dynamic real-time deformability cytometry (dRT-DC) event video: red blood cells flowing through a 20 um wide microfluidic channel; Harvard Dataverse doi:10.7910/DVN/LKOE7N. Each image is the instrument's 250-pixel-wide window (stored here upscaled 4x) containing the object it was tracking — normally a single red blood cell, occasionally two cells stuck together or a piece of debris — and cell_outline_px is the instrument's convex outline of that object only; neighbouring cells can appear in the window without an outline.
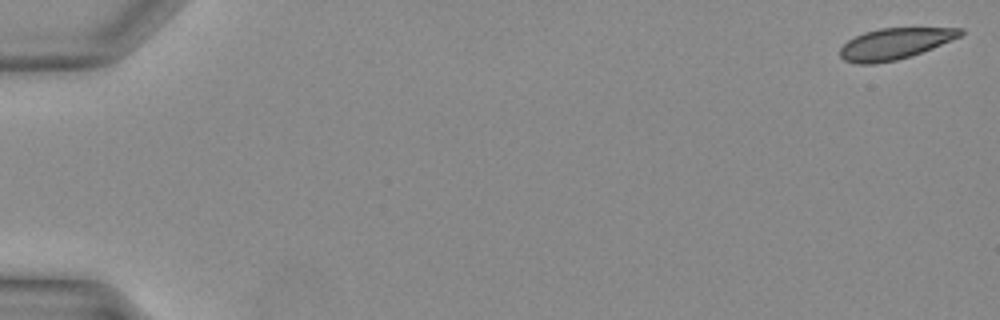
{"species": "Egyptian fruit bat (a non-hibernating species)", "species_latin": "Rousettus aegyptiacus", "temperature_condition": "warm", "stored_images_in_passage": 40, "camera_frame_rate_fps": 3000, "um_per_image_px": 0.085, "animal": {"sex": "female"}, "frame": {"image": 1, "passage_image": 1, "time_ms": 0.0, "image_size_px": [1000, 320], "cell_outline_px": [[964, 32], [960, 36], [952, 40], [912, 56], [896, 60], [876, 64], [860, 64], [844, 60], [840, 56], [840, 48], [848, 40], [864, 32], [880, 28], [964, 28]], "centroid_in_image_um": [76.05, 3.72], "position_along_channel_um": 8.9, "area_um2": 21.79}}
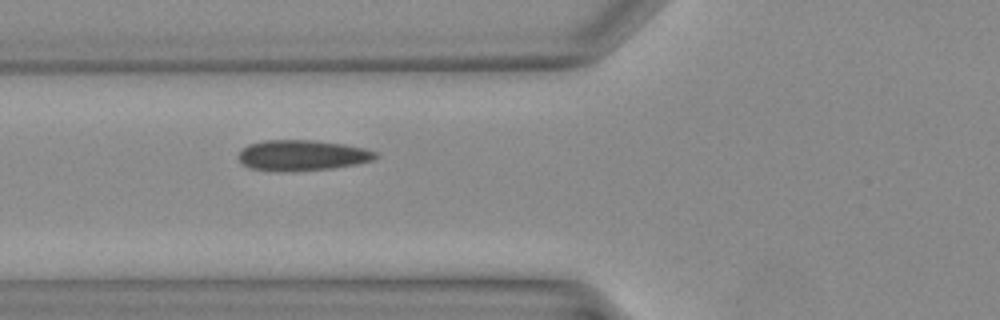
{"frame": {"image": 2, "passage_image": 16, "time_ms": 5.0, "image_size_px": [1000, 320], "cell_outline_px": [[376, 156], [372, 160], [356, 164], [332, 168], [288, 172], [276, 172], [252, 168], [244, 164], [240, 160], [240, 152], [248, 144], [264, 140], [312, 140], [344, 144], [364, 148], [376, 152]], "centroid_in_image_um": [25.68, 13.21], "position_along_channel_um": 100.1, "area_um2": 24.33}}
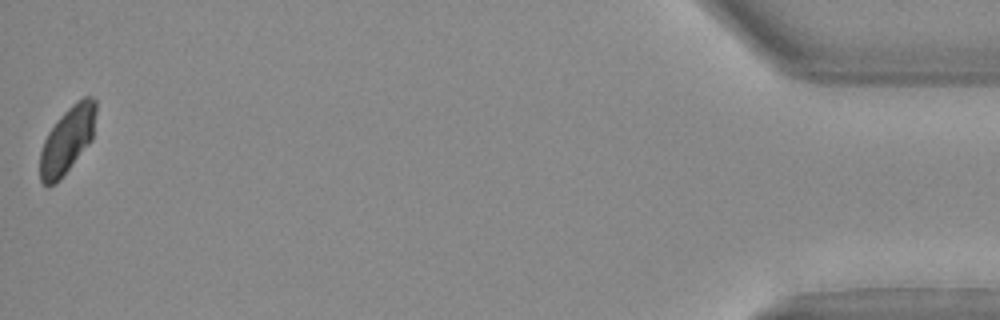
{"frame": {"image": 3, "passage_image": 40, "time_ms": 13.0, "image_size_px": [1000, 320], "cell_outline_px": [[96, 112], [92, 140], [60, 180], [56, 184], [48, 188], [40, 180], [40, 152], [44, 140], [48, 132], [56, 120], [72, 104], [84, 96], [92, 96], [96, 100]], "centroid_in_image_um": [5.71, 11.91], "position_along_channel_um": 429.5, "area_um2": 21.85}}